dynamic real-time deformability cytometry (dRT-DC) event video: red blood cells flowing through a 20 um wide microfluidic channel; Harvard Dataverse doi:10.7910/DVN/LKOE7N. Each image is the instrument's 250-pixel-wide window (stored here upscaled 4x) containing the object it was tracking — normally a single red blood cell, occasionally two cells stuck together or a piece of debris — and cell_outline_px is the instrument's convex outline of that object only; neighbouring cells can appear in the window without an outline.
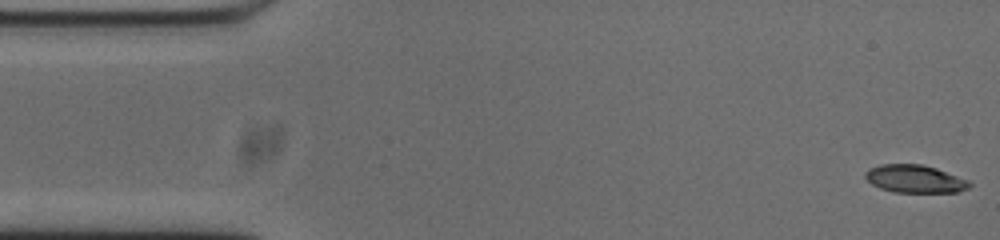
{"species": "common noctule bat (a hibernating species)", "species_latin": "Nyctalus noctula", "temperature_condition": "cold", "stored_images_in_passage": 53, "camera_frame_rate_fps": 3000, "um_per_image_px": 0.085, "animal": {"sex": "male", "body_mass_g": 20.0, "forearm_length_mm": 53.3}, "frame": {"image": 1, "passage_image": 1, "time_ms": 0.0, "image_size_px": [1000, 240], "cell_outline_px": [[972, 184], [968, 188], [956, 192], [892, 192], [880, 188], [872, 184], [864, 176], [864, 172], [868, 168], [880, 164], [920, 164], [936, 168], [968, 180]], "centroid_in_image_um": [77.73, 15.2], "position_along_channel_um": 7.3, "area_um2": 16.88}}
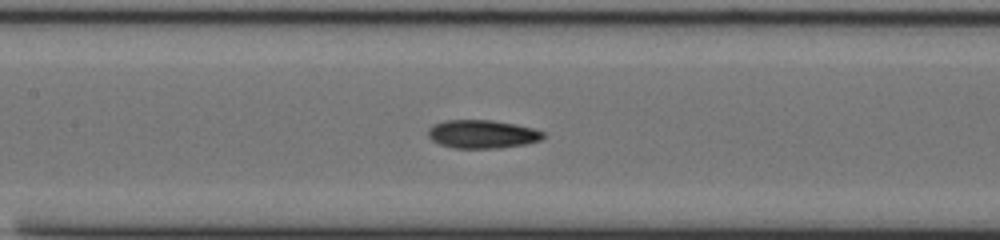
{"frame": {"image": 2, "passage_image": 23, "time_ms": 7.333, "image_size_px": [1000, 240], "cell_outline_px": [[544, 136], [540, 140], [524, 144], [496, 148], [452, 148], [440, 144], [432, 140], [428, 136], [428, 128], [432, 124], [444, 120], [492, 120], [516, 124], [532, 128], [544, 132]], "centroid_in_image_um": [40.95, 11.39], "position_along_channel_um": 166.5, "area_um2": 19.02}}
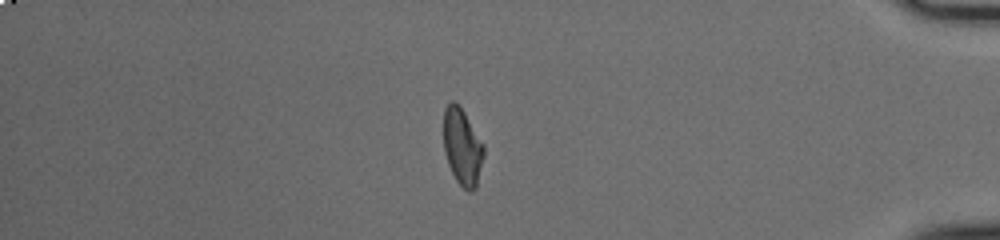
{"frame": {"image": 3, "passage_image": 45, "time_ms": 14.667, "image_size_px": [1000, 240], "cell_outline_px": [[484, 156], [476, 188], [472, 192], [468, 192], [456, 180], [448, 164], [444, 152], [444, 108], [452, 100], [456, 100], [464, 112], [484, 144]], "centroid_in_image_um": [39.3, 12.48], "position_along_channel_um": 395.9, "area_um2": 18.09}, "authors_computed_cell_mechanics": {"area_um2": 18.496, "velocity_mm_per_s": 3.7393, "shape_relaxation_time_tau1_ms": 6.3904, "shape_relaxation_time_tau2_ms": 2.534, "deformation_change_tau1": 0.2035, "deformation_change_tau2": 0.089}}